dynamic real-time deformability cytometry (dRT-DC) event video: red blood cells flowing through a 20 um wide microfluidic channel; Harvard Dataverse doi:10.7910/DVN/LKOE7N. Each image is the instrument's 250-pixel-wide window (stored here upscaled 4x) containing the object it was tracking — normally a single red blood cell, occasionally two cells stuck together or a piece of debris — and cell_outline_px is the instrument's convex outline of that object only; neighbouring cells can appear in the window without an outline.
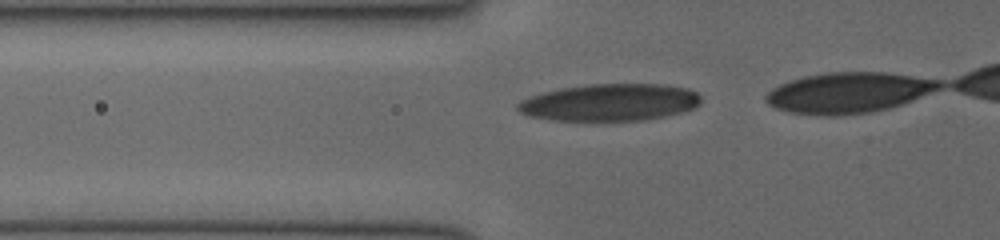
{"species": "human", "species_latin": "Homo sapiens", "temperature_condition": "cold", "stored_images_in_passage": 18, "camera_frame_rate_fps": 3000, "um_per_image_px": 0.085, "donor": {"sex": "female"}, "frame": {"image": 1, "passage_image": 13, "time_ms": 4.0, "image_size_px": [1000, 240], "cell_outline_px": [[700, 104], [696, 108], [664, 116], [640, 120], [548, 120], [528, 116], [520, 112], [516, 108], [516, 104], [520, 100], [544, 92], [560, 88], [588, 84], [664, 84], [688, 88], [696, 92], [700, 96]], "centroid_in_image_um": [51.83, 8.7], "position_along_channel_um": 74.0, "area_um2": 39.65}}
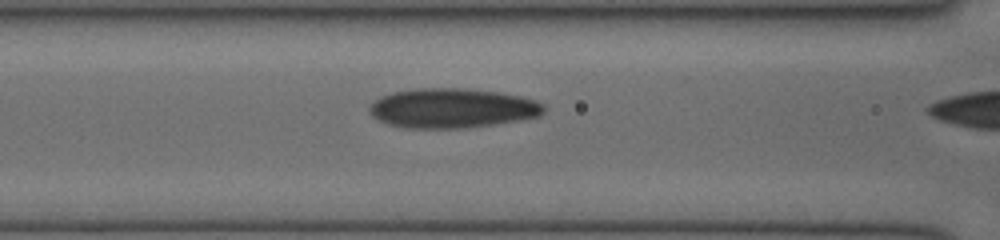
{"frame": {"image": 2, "passage_image": 17, "time_ms": 5.333, "image_size_px": [1000, 240], "cell_outline_px": [[544, 112], [540, 116], [492, 124], [464, 128], [404, 128], [388, 124], [372, 116], [368, 112], [368, 108], [380, 96], [392, 92], [416, 88], [464, 88], [496, 92], [520, 96], [544, 104]], "centroid_in_image_um": [38.39, 9.19], "position_along_channel_um": 128.2, "area_um2": 40.06}}